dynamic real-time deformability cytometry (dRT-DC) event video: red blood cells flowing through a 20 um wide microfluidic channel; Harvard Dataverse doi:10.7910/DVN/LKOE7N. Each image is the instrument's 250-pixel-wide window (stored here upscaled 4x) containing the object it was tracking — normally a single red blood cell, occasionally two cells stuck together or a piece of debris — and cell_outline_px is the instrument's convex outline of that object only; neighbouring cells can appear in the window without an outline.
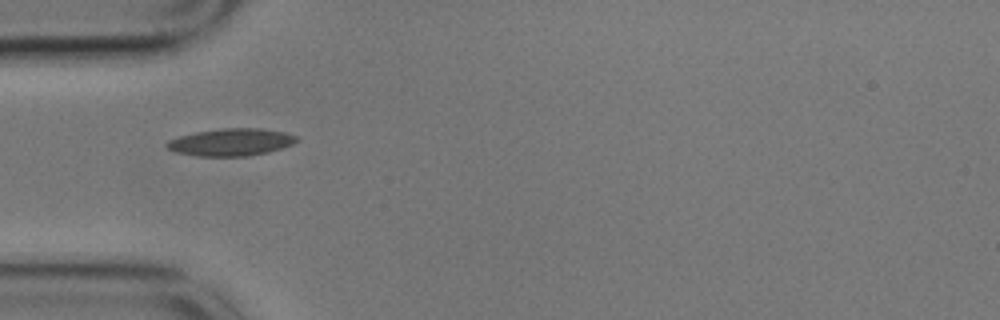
{"species": "common noctule bat (a hibernating species)", "species_latin": "Nyctalus noctula", "temperature_condition": "cold", "stored_images_in_passage": 40, "camera_frame_rate_fps": 3000, "um_per_image_px": 0.085, "animal": {"sex": "male", "body_mass_g": 17.9}, "frame": {"image": 1, "passage_image": 1, "time_ms": 0.0, "image_size_px": [1000, 320], "cell_outline_px": [[300, 140], [292, 144], [268, 152], [248, 156], [196, 156], [176, 152], [168, 148], [164, 144], [168, 140], [180, 136], [196, 132], [220, 128], [260, 128], [284, 132], [296, 136]], "centroid_in_image_um": [19.63, 12.08], "position_along_channel_um": 65.4, "area_um2": 20.63}}
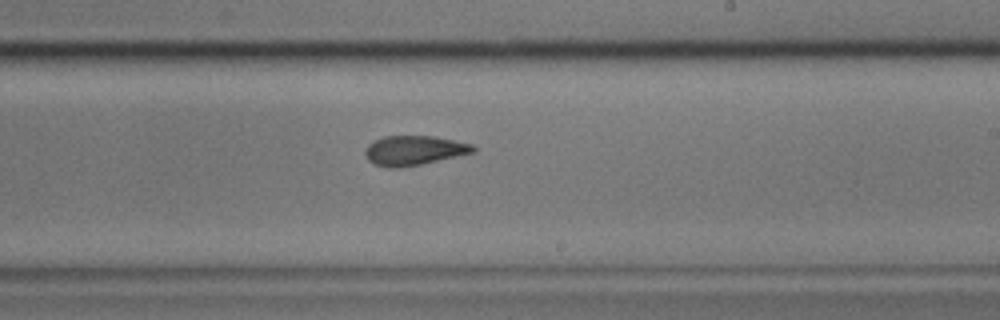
{"frame": {"image": 2, "passage_image": 17, "time_ms": 5.333, "image_size_px": [1000, 320], "cell_outline_px": [[476, 152], [420, 164], [396, 168], [388, 168], [376, 164], [368, 160], [364, 152], [368, 144], [384, 136], [432, 136], [472, 144], [476, 148]], "centroid_in_image_um": [35.19, 12.78], "position_along_channel_um": 253.8, "area_um2": 18.38}}
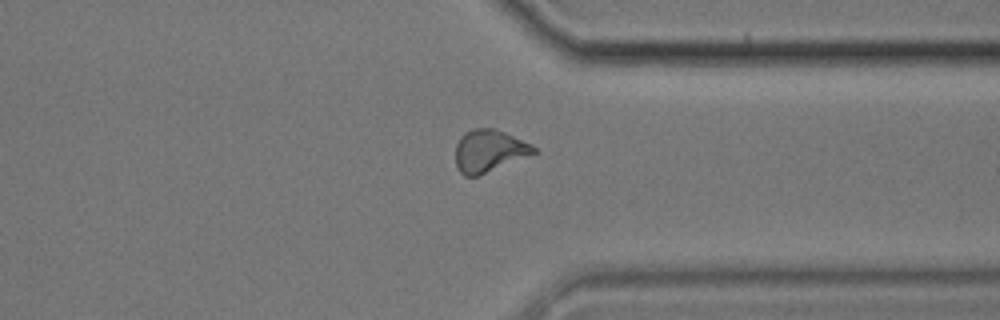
{"frame": {"image": 3, "passage_image": 27, "time_ms": 8.667, "image_size_px": [1000, 320], "cell_outline_px": [[540, 152], [476, 176], [464, 176], [460, 172], [456, 164], [456, 144], [460, 136], [464, 132], [476, 128], [496, 128], [532, 144]], "centroid_in_image_um": [41.59, 12.81], "position_along_channel_um": 369.8, "area_um2": 19.36}, "authors_computed_cell_mechanics": {"area_um2": 19.2474, "velocity_mm_per_s": 3.533, "shape_relaxation_time_tau1_ms": null, "shape_relaxation_time_tau2_ms": 3.3157, "deformation_change_tau1": null, "deformation_change_tau2": 0.0982}}